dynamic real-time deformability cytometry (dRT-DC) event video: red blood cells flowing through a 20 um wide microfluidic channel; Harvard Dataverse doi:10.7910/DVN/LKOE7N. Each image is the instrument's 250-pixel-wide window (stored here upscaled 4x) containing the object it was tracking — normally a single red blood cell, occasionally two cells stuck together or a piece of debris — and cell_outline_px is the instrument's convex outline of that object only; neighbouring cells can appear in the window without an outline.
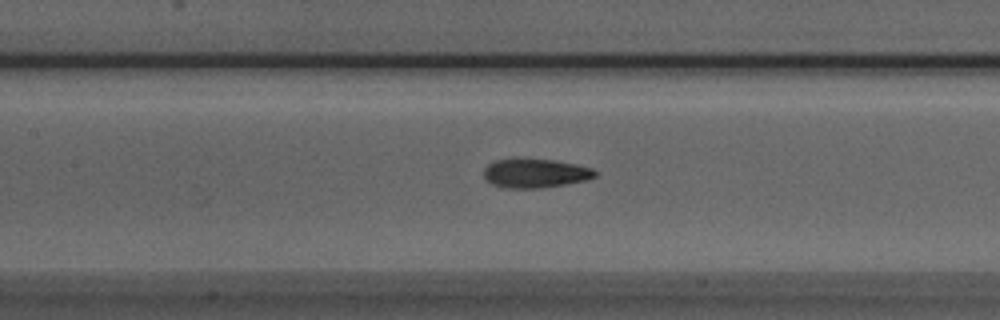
{"species": "Egyptian fruit bat (a non-hibernating species)", "species_latin": "Rousettus aegyptiacus", "temperature_condition": "room temperature", "stored_images_in_passage": 34, "camera_frame_rate_fps": 3000, "um_per_image_px": 0.085, "animal": {"sex": "male"}, "frame": {"image": 1, "passage_image": 8, "time_ms": 2.333, "image_size_px": [1000, 320], "cell_outline_px": [[600, 172], [596, 176], [588, 180], [540, 188], [508, 188], [492, 184], [484, 180], [484, 168], [488, 164], [496, 160], [556, 160], [576, 164], [592, 168]], "centroid_in_image_um": [45.54, 14.74], "position_along_channel_um": 161.9, "area_um2": 18.67}}
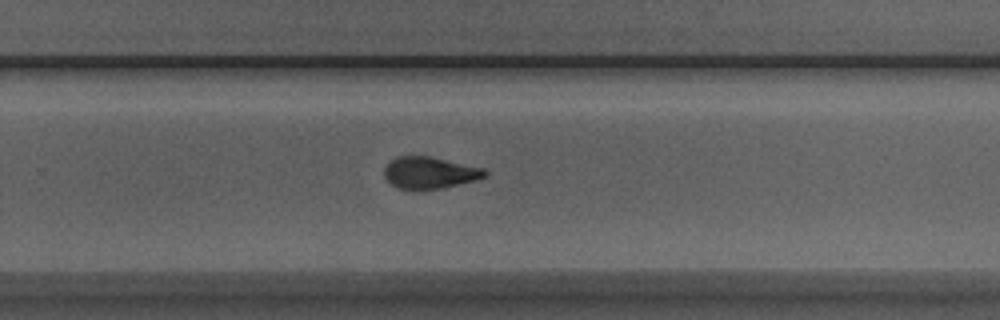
{"frame": {"image": 2, "passage_image": 18, "time_ms": 5.667, "image_size_px": [1000, 320], "cell_outline_px": [[488, 176], [476, 180], [440, 188], [396, 188], [384, 176], [384, 168], [396, 156], [432, 156], [484, 168], [488, 172]], "centroid_in_image_um": [36.56, 14.65], "position_along_channel_um": 293.2, "area_um2": 18.44}}
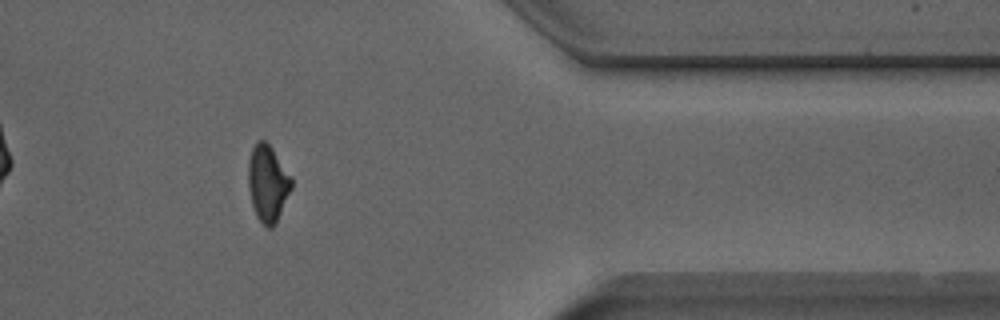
{"frame": {"image": 3, "passage_image": 27, "time_ms": 8.667, "image_size_px": [1000, 320], "cell_outline_px": [[292, 188], [276, 224], [272, 228], [268, 228], [256, 216], [252, 204], [248, 188], [248, 160], [252, 148], [256, 140], [264, 140], [272, 148], [292, 180]], "centroid_in_image_um": [22.74, 15.59], "position_along_channel_um": 388.7, "area_um2": 19.19}, "authors_computed_cell_mechanics": {"area_um2": 19.1318, "velocity_mm_per_s": 3.9565, "shape_relaxation_time_tau1_ms": 9.9758, "shape_relaxation_time_tau2_ms": 1.7957, "deformation_change_tau1": 0.2491, "deformation_change_tau2": 0.0839}}